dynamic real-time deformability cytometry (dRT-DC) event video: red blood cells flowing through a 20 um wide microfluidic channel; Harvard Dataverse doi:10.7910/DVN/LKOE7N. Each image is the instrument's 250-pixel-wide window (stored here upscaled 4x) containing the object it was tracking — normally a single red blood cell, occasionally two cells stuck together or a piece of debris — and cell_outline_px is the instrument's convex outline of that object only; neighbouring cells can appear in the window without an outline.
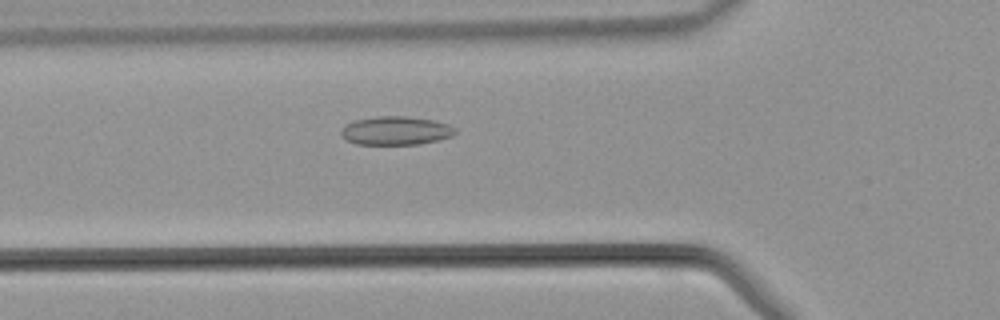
{"species": "common noctule bat (a hibernating species)", "species_latin": "Nyctalus noctula", "temperature_condition": "warm", "stored_images_in_passage": 29, "camera_frame_rate_fps": 3000, "um_per_image_px": 0.085, "animal": {"sex": "male", "body_mass_g": 21.5, "forearm_length_mm": 52.0}, "frame": {"image": 1, "passage_image": 6, "time_ms": 1.667, "image_size_px": [1000, 320], "cell_outline_px": [[456, 132], [452, 136], [420, 144], [356, 144], [340, 136], [340, 128], [344, 124], [352, 120], [376, 116], [408, 116], [432, 120], [448, 124], [456, 128]], "centroid_in_image_um": [33.59, 11.09], "position_along_channel_um": 92.2, "area_um2": 19.19}}
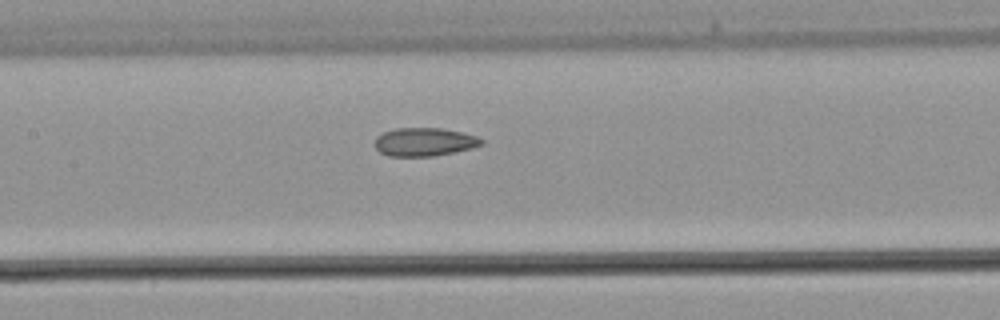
{"frame": {"image": 2, "passage_image": 11, "time_ms": 3.333, "image_size_px": [1000, 320], "cell_outline_px": [[484, 144], [472, 148], [432, 156], [388, 156], [380, 152], [376, 148], [376, 136], [384, 132], [396, 128], [440, 128], [460, 132], [476, 136], [484, 140]], "centroid_in_image_um": [36.07, 12.06], "position_along_channel_um": 171.3, "area_um2": 17.46}}
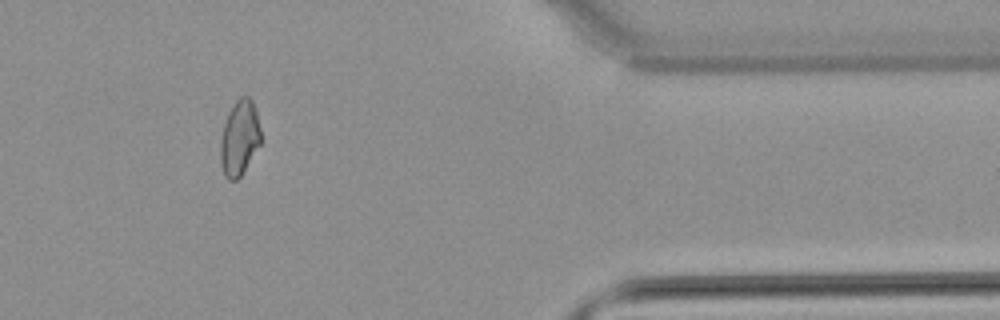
{"frame": {"image": 3, "passage_image": 27, "time_ms": 8.667, "image_size_px": [1000, 320], "cell_outline_px": [[260, 144], [240, 176], [236, 180], [228, 180], [224, 176], [220, 160], [220, 140], [224, 124], [228, 112], [236, 100], [240, 96], [248, 96], [252, 100], [256, 112], [260, 128]], "centroid_in_image_um": [20.33, 11.72], "position_along_channel_um": 391.1, "area_um2": 17.57}}